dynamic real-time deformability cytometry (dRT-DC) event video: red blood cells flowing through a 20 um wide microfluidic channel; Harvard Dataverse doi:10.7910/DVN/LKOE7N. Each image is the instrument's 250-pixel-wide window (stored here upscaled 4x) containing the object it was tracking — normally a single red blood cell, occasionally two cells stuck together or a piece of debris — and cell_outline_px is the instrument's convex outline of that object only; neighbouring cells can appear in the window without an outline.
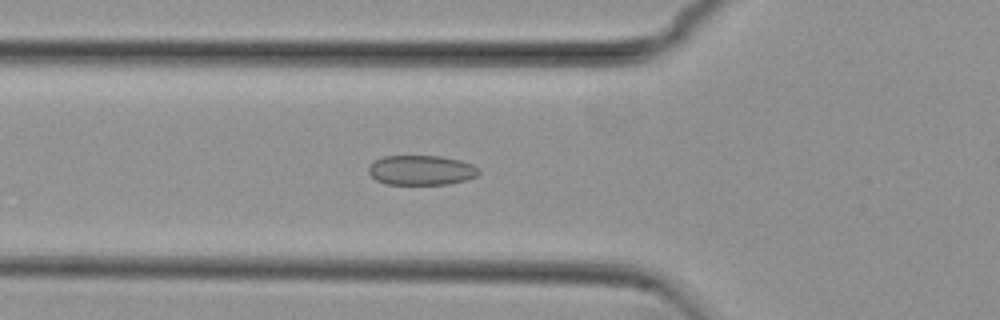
{"species": "common noctule bat (a hibernating species)", "species_latin": "Nyctalus noctula", "temperature_condition": "cold", "stored_images_in_passage": 48, "camera_frame_rate_fps": 3000, "um_per_image_px": 0.085, "animal": {"sex": "female", "body_mass_g": 29.2, "forearm_length_mm": 56.3}, "frame": {"image": 1, "passage_image": 19, "time_ms": 6.0, "image_size_px": [1000, 320], "cell_outline_px": [[480, 172], [476, 176], [464, 180], [448, 184], [384, 184], [376, 180], [368, 172], [368, 164], [384, 156], [440, 156], [460, 160], [472, 164], [480, 168]], "centroid_in_image_um": [35.79, 14.46], "position_along_channel_um": 90.0, "area_um2": 19.19}}
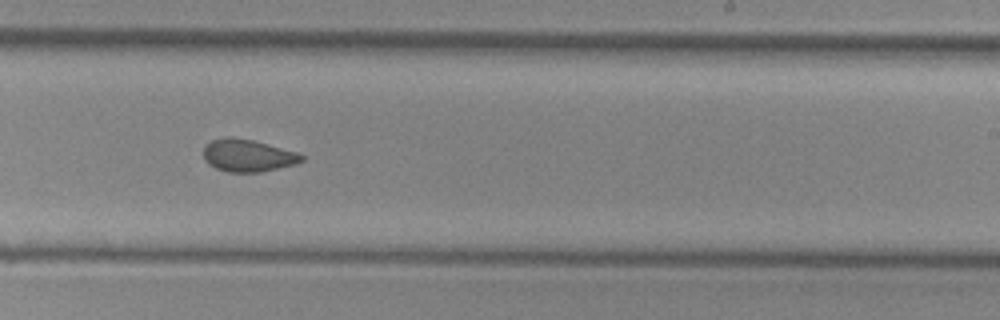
{"frame": {"image": 2, "passage_image": 33, "time_ms": 10.667, "image_size_px": [1000, 320], "cell_outline_px": [[304, 160], [296, 164], [260, 172], [228, 172], [216, 168], [208, 164], [204, 160], [204, 144], [212, 140], [224, 136], [232, 136], [252, 140], [300, 152], [304, 156]], "centroid_in_image_um": [21.06, 13.2], "position_along_channel_um": 267.9, "area_um2": 18.79}}
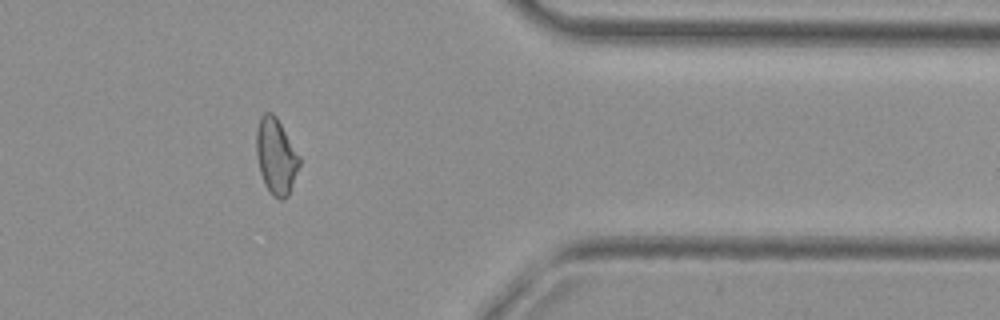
{"frame": {"image": 3, "passage_image": 44, "time_ms": 14.333, "image_size_px": [1000, 320], "cell_outline_px": [[300, 164], [288, 196], [284, 200], [280, 200], [272, 196], [268, 192], [264, 184], [260, 172], [256, 156], [256, 128], [260, 116], [264, 112], [272, 112], [276, 116], [300, 156]], "centroid_in_image_um": [23.44, 13.29], "position_along_channel_um": 388.0, "area_um2": 19.31}, "authors_computed_cell_mechanics": {"area_um2": 19.3919, "velocity_mm_per_s": 3.8086, "shape_relaxation_time_tau1_ms": null, "shape_relaxation_time_tau2_ms": 1.7947, "deformation_change_tau1": null, "deformation_change_tau2": 0.0754}}